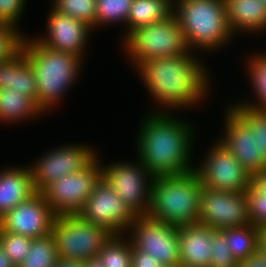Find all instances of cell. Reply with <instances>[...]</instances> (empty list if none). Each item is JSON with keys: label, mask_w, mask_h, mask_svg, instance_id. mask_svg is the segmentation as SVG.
<instances>
[{"label": "cell", "mask_w": 266, "mask_h": 267, "mask_svg": "<svg viewBox=\"0 0 266 267\" xmlns=\"http://www.w3.org/2000/svg\"><path fill=\"white\" fill-rule=\"evenodd\" d=\"M52 3L59 13L82 21L91 29L96 27V0H53Z\"/></svg>", "instance_id": "83f0119b"}, {"label": "cell", "mask_w": 266, "mask_h": 267, "mask_svg": "<svg viewBox=\"0 0 266 267\" xmlns=\"http://www.w3.org/2000/svg\"><path fill=\"white\" fill-rule=\"evenodd\" d=\"M202 163L195 167L203 187L213 190L245 192L252 176L220 142L208 151Z\"/></svg>", "instance_id": "4fadbf2b"}, {"label": "cell", "mask_w": 266, "mask_h": 267, "mask_svg": "<svg viewBox=\"0 0 266 267\" xmlns=\"http://www.w3.org/2000/svg\"><path fill=\"white\" fill-rule=\"evenodd\" d=\"M262 54L253 55L247 61V73L258 101L239 104L266 111V53Z\"/></svg>", "instance_id": "4316f807"}, {"label": "cell", "mask_w": 266, "mask_h": 267, "mask_svg": "<svg viewBox=\"0 0 266 267\" xmlns=\"http://www.w3.org/2000/svg\"><path fill=\"white\" fill-rule=\"evenodd\" d=\"M31 242L32 238L27 236L0 231V244L16 266L25 259L31 248Z\"/></svg>", "instance_id": "4dcf8cb0"}, {"label": "cell", "mask_w": 266, "mask_h": 267, "mask_svg": "<svg viewBox=\"0 0 266 267\" xmlns=\"http://www.w3.org/2000/svg\"><path fill=\"white\" fill-rule=\"evenodd\" d=\"M135 162L102 165V177L137 216L148 215L154 176L139 160Z\"/></svg>", "instance_id": "9c48e42d"}, {"label": "cell", "mask_w": 266, "mask_h": 267, "mask_svg": "<svg viewBox=\"0 0 266 267\" xmlns=\"http://www.w3.org/2000/svg\"><path fill=\"white\" fill-rule=\"evenodd\" d=\"M237 267H266V257L257 250L247 259L238 261Z\"/></svg>", "instance_id": "8d00e7d4"}, {"label": "cell", "mask_w": 266, "mask_h": 267, "mask_svg": "<svg viewBox=\"0 0 266 267\" xmlns=\"http://www.w3.org/2000/svg\"><path fill=\"white\" fill-rule=\"evenodd\" d=\"M98 159L81 171L55 180L41 191L56 215L77 214L82 209L102 177Z\"/></svg>", "instance_id": "ba28073f"}, {"label": "cell", "mask_w": 266, "mask_h": 267, "mask_svg": "<svg viewBox=\"0 0 266 267\" xmlns=\"http://www.w3.org/2000/svg\"><path fill=\"white\" fill-rule=\"evenodd\" d=\"M248 198L249 219L256 227L266 225V194L260 192L253 184L246 191Z\"/></svg>", "instance_id": "836d02e7"}, {"label": "cell", "mask_w": 266, "mask_h": 267, "mask_svg": "<svg viewBox=\"0 0 266 267\" xmlns=\"http://www.w3.org/2000/svg\"><path fill=\"white\" fill-rule=\"evenodd\" d=\"M169 114H148L141 121L137 136L138 160L154 177L195 170V166L190 165L194 129L185 120Z\"/></svg>", "instance_id": "6da1fadb"}, {"label": "cell", "mask_w": 266, "mask_h": 267, "mask_svg": "<svg viewBox=\"0 0 266 267\" xmlns=\"http://www.w3.org/2000/svg\"><path fill=\"white\" fill-rule=\"evenodd\" d=\"M77 214L89 223L106 228L113 235L128 233L137 217L103 177Z\"/></svg>", "instance_id": "30bf717a"}, {"label": "cell", "mask_w": 266, "mask_h": 267, "mask_svg": "<svg viewBox=\"0 0 266 267\" xmlns=\"http://www.w3.org/2000/svg\"><path fill=\"white\" fill-rule=\"evenodd\" d=\"M21 48L34 71L37 84V105L44 113L53 109L76 81L83 59L49 49L36 39L25 37Z\"/></svg>", "instance_id": "3957f363"}, {"label": "cell", "mask_w": 266, "mask_h": 267, "mask_svg": "<svg viewBox=\"0 0 266 267\" xmlns=\"http://www.w3.org/2000/svg\"><path fill=\"white\" fill-rule=\"evenodd\" d=\"M36 82L34 71L22 48L9 59L0 62V89H16L37 104Z\"/></svg>", "instance_id": "ffe728a7"}, {"label": "cell", "mask_w": 266, "mask_h": 267, "mask_svg": "<svg viewBox=\"0 0 266 267\" xmlns=\"http://www.w3.org/2000/svg\"><path fill=\"white\" fill-rule=\"evenodd\" d=\"M257 250L266 257V225L257 227Z\"/></svg>", "instance_id": "74e56055"}, {"label": "cell", "mask_w": 266, "mask_h": 267, "mask_svg": "<svg viewBox=\"0 0 266 267\" xmlns=\"http://www.w3.org/2000/svg\"><path fill=\"white\" fill-rule=\"evenodd\" d=\"M58 257L55 239L49 234L32 239L28 254L16 267H55Z\"/></svg>", "instance_id": "484cf974"}, {"label": "cell", "mask_w": 266, "mask_h": 267, "mask_svg": "<svg viewBox=\"0 0 266 267\" xmlns=\"http://www.w3.org/2000/svg\"><path fill=\"white\" fill-rule=\"evenodd\" d=\"M0 267H16L10 260L9 256L5 253L3 246L0 244Z\"/></svg>", "instance_id": "60d3db41"}, {"label": "cell", "mask_w": 266, "mask_h": 267, "mask_svg": "<svg viewBox=\"0 0 266 267\" xmlns=\"http://www.w3.org/2000/svg\"><path fill=\"white\" fill-rule=\"evenodd\" d=\"M220 231L226 236V243L237 261L247 259L257 251V227L253 224Z\"/></svg>", "instance_id": "cb8c5ba5"}, {"label": "cell", "mask_w": 266, "mask_h": 267, "mask_svg": "<svg viewBox=\"0 0 266 267\" xmlns=\"http://www.w3.org/2000/svg\"><path fill=\"white\" fill-rule=\"evenodd\" d=\"M85 261L58 257L55 267H84Z\"/></svg>", "instance_id": "ab89813d"}, {"label": "cell", "mask_w": 266, "mask_h": 267, "mask_svg": "<svg viewBox=\"0 0 266 267\" xmlns=\"http://www.w3.org/2000/svg\"><path fill=\"white\" fill-rule=\"evenodd\" d=\"M122 39L124 51L135 68L148 60L186 55L191 51L174 14L163 21L139 27Z\"/></svg>", "instance_id": "8992f818"}, {"label": "cell", "mask_w": 266, "mask_h": 267, "mask_svg": "<svg viewBox=\"0 0 266 267\" xmlns=\"http://www.w3.org/2000/svg\"><path fill=\"white\" fill-rule=\"evenodd\" d=\"M227 20L234 36L236 32L253 33L266 30V3L262 0H225Z\"/></svg>", "instance_id": "44dd1931"}, {"label": "cell", "mask_w": 266, "mask_h": 267, "mask_svg": "<svg viewBox=\"0 0 266 267\" xmlns=\"http://www.w3.org/2000/svg\"><path fill=\"white\" fill-rule=\"evenodd\" d=\"M42 109L24 93L13 89H0V122L12 123L39 117Z\"/></svg>", "instance_id": "7402d4cb"}, {"label": "cell", "mask_w": 266, "mask_h": 267, "mask_svg": "<svg viewBox=\"0 0 266 267\" xmlns=\"http://www.w3.org/2000/svg\"><path fill=\"white\" fill-rule=\"evenodd\" d=\"M128 232L131 235L126 237L137 249L152 254L165 267H180L178 227L142 215Z\"/></svg>", "instance_id": "8fae6325"}, {"label": "cell", "mask_w": 266, "mask_h": 267, "mask_svg": "<svg viewBox=\"0 0 266 267\" xmlns=\"http://www.w3.org/2000/svg\"><path fill=\"white\" fill-rule=\"evenodd\" d=\"M56 214L41 192H36L0 218V231L41 238L51 234Z\"/></svg>", "instance_id": "9a60e30c"}, {"label": "cell", "mask_w": 266, "mask_h": 267, "mask_svg": "<svg viewBox=\"0 0 266 267\" xmlns=\"http://www.w3.org/2000/svg\"><path fill=\"white\" fill-rule=\"evenodd\" d=\"M134 0H96V28L109 23L127 24Z\"/></svg>", "instance_id": "f1b7e54d"}, {"label": "cell", "mask_w": 266, "mask_h": 267, "mask_svg": "<svg viewBox=\"0 0 266 267\" xmlns=\"http://www.w3.org/2000/svg\"><path fill=\"white\" fill-rule=\"evenodd\" d=\"M51 234L59 257L82 261L98 257L113 235L106 228L83 220L78 214L57 215Z\"/></svg>", "instance_id": "52a82bcc"}, {"label": "cell", "mask_w": 266, "mask_h": 267, "mask_svg": "<svg viewBox=\"0 0 266 267\" xmlns=\"http://www.w3.org/2000/svg\"><path fill=\"white\" fill-rule=\"evenodd\" d=\"M201 64L190 52L148 60L136 68L151 98L163 106L155 112H166L167 108L183 110L203 100L202 97L208 94L210 81L209 73Z\"/></svg>", "instance_id": "7a4b0ae2"}, {"label": "cell", "mask_w": 266, "mask_h": 267, "mask_svg": "<svg viewBox=\"0 0 266 267\" xmlns=\"http://www.w3.org/2000/svg\"><path fill=\"white\" fill-rule=\"evenodd\" d=\"M225 115V133L219 138L222 144L253 176L266 170V159L259 151L258 138L249 126L228 106Z\"/></svg>", "instance_id": "2e32d148"}, {"label": "cell", "mask_w": 266, "mask_h": 267, "mask_svg": "<svg viewBox=\"0 0 266 267\" xmlns=\"http://www.w3.org/2000/svg\"><path fill=\"white\" fill-rule=\"evenodd\" d=\"M47 20L46 37L35 39L49 49L70 53L82 59L89 33L93 29L53 8L49 11Z\"/></svg>", "instance_id": "e0dca14e"}, {"label": "cell", "mask_w": 266, "mask_h": 267, "mask_svg": "<svg viewBox=\"0 0 266 267\" xmlns=\"http://www.w3.org/2000/svg\"><path fill=\"white\" fill-rule=\"evenodd\" d=\"M23 38L18 28L0 23V62L9 59L21 48Z\"/></svg>", "instance_id": "d6a6232c"}, {"label": "cell", "mask_w": 266, "mask_h": 267, "mask_svg": "<svg viewBox=\"0 0 266 267\" xmlns=\"http://www.w3.org/2000/svg\"><path fill=\"white\" fill-rule=\"evenodd\" d=\"M126 235H112L100 250L98 258L105 267H131L132 243Z\"/></svg>", "instance_id": "d4e9b609"}, {"label": "cell", "mask_w": 266, "mask_h": 267, "mask_svg": "<svg viewBox=\"0 0 266 267\" xmlns=\"http://www.w3.org/2000/svg\"><path fill=\"white\" fill-rule=\"evenodd\" d=\"M35 193L29 167L0 170V218Z\"/></svg>", "instance_id": "d6986e66"}, {"label": "cell", "mask_w": 266, "mask_h": 267, "mask_svg": "<svg viewBox=\"0 0 266 267\" xmlns=\"http://www.w3.org/2000/svg\"><path fill=\"white\" fill-rule=\"evenodd\" d=\"M230 108L249 126L258 138L259 151L266 159V111L254 109L243 104H230Z\"/></svg>", "instance_id": "f546056e"}, {"label": "cell", "mask_w": 266, "mask_h": 267, "mask_svg": "<svg viewBox=\"0 0 266 267\" xmlns=\"http://www.w3.org/2000/svg\"><path fill=\"white\" fill-rule=\"evenodd\" d=\"M173 14L191 51H214L235 37L228 24L225 0H174Z\"/></svg>", "instance_id": "5b68a950"}, {"label": "cell", "mask_w": 266, "mask_h": 267, "mask_svg": "<svg viewBox=\"0 0 266 267\" xmlns=\"http://www.w3.org/2000/svg\"><path fill=\"white\" fill-rule=\"evenodd\" d=\"M215 231L200 223L178 227L180 267H210Z\"/></svg>", "instance_id": "ac0fdd59"}, {"label": "cell", "mask_w": 266, "mask_h": 267, "mask_svg": "<svg viewBox=\"0 0 266 267\" xmlns=\"http://www.w3.org/2000/svg\"><path fill=\"white\" fill-rule=\"evenodd\" d=\"M93 147L71 144L49 150L29 167L36 192L63 176L88 167L98 156Z\"/></svg>", "instance_id": "5bb4252c"}, {"label": "cell", "mask_w": 266, "mask_h": 267, "mask_svg": "<svg viewBox=\"0 0 266 267\" xmlns=\"http://www.w3.org/2000/svg\"><path fill=\"white\" fill-rule=\"evenodd\" d=\"M84 267H105L98 257L85 261Z\"/></svg>", "instance_id": "b9f144b4"}, {"label": "cell", "mask_w": 266, "mask_h": 267, "mask_svg": "<svg viewBox=\"0 0 266 267\" xmlns=\"http://www.w3.org/2000/svg\"><path fill=\"white\" fill-rule=\"evenodd\" d=\"M25 2L26 0H0V23L17 28L26 7Z\"/></svg>", "instance_id": "e575fe53"}, {"label": "cell", "mask_w": 266, "mask_h": 267, "mask_svg": "<svg viewBox=\"0 0 266 267\" xmlns=\"http://www.w3.org/2000/svg\"><path fill=\"white\" fill-rule=\"evenodd\" d=\"M202 189L195 170L179 175L155 176L148 216L176 227L198 223Z\"/></svg>", "instance_id": "277c9868"}, {"label": "cell", "mask_w": 266, "mask_h": 267, "mask_svg": "<svg viewBox=\"0 0 266 267\" xmlns=\"http://www.w3.org/2000/svg\"><path fill=\"white\" fill-rule=\"evenodd\" d=\"M212 255L210 256V267H237L238 261L234 258L227 243L226 236L216 230L213 233Z\"/></svg>", "instance_id": "1f68e13d"}, {"label": "cell", "mask_w": 266, "mask_h": 267, "mask_svg": "<svg viewBox=\"0 0 266 267\" xmlns=\"http://www.w3.org/2000/svg\"><path fill=\"white\" fill-rule=\"evenodd\" d=\"M199 204L198 223L215 230L251 224L246 191L232 192L203 187Z\"/></svg>", "instance_id": "7c38bea8"}, {"label": "cell", "mask_w": 266, "mask_h": 267, "mask_svg": "<svg viewBox=\"0 0 266 267\" xmlns=\"http://www.w3.org/2000/svg\"><path fill=\"white\" fill-rule=\"evenodd\" d=\"M252 184L263 194H266V170L252 176Z\"/></svg>", "instance_id": "f35d334b"}, {"label": "cell", "mask_w": 266, "mask_h": 267, "mask_svg": "<svg viewBox=\"0 0 266 267\" xmlns=\"http://www.w3.org/2000/svg\"><path fill=\"white\" fill-rule=\"evenodd\" d=\"M173 14L172 0H134L123 37L135 29L163 21Z\"/></svg>", "instance_id": "603a6c76"}, {"label": "cell", "mask_w": 266, "mask_h": 267, "mask_svg": "<svg viewBox=\"0 0 266 267\" xmlns=\"http://www.w3.org/2000/svg\"><path fill=\"white\" fill-rule=\"evenodd\" d=\"M131 267H165L152 254L137 249L132 244V262Z\"/></svg>", "instance_id": "d590c367"}]
</instances>
